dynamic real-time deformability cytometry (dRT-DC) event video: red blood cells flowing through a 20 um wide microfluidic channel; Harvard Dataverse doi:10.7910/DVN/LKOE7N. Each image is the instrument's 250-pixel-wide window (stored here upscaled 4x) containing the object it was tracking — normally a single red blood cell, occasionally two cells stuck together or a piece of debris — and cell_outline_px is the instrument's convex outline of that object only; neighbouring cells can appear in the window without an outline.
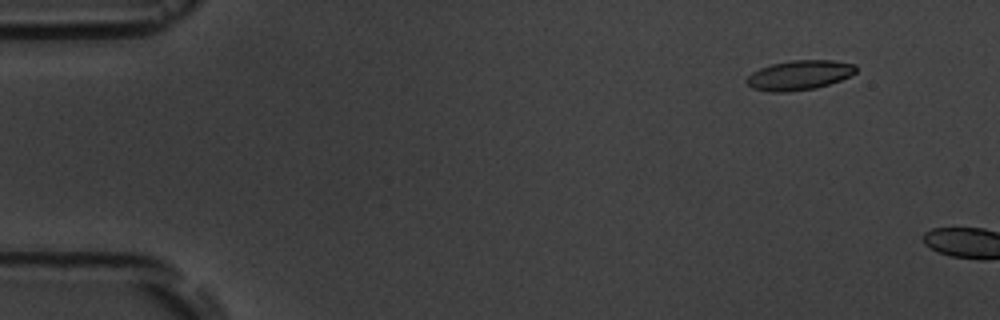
{"species": "common noctule bat (a hibernating species)", "species_latin": "Nyctalus noctula", "temperature_condition": "room temperature", "stored_images_in_passage": 3, "camera_frame_rate_fps": 3000, "um_per_image_px": 0.085, "animal": {"sex": "male", "body_mass_g": 19.5, "forearm_length_mm": 54.6}, "frame": {"image": 1, "passage_image": 2, "time_ms": 1.333, "image_size_px": [1000, 320], "cell_outline_px": [[856, 72], [840, 80], [816, 88], [788, 92], [768, 92], [752, 88], [744, 80], [752, 72], [760, 68], [772, 64], [792, 60], [832, 60], [856, 64]], "centroid_in_image_um": [67.92, 6.39], "position_along_channel_um": 17.1, "area_um2": 18.9}}